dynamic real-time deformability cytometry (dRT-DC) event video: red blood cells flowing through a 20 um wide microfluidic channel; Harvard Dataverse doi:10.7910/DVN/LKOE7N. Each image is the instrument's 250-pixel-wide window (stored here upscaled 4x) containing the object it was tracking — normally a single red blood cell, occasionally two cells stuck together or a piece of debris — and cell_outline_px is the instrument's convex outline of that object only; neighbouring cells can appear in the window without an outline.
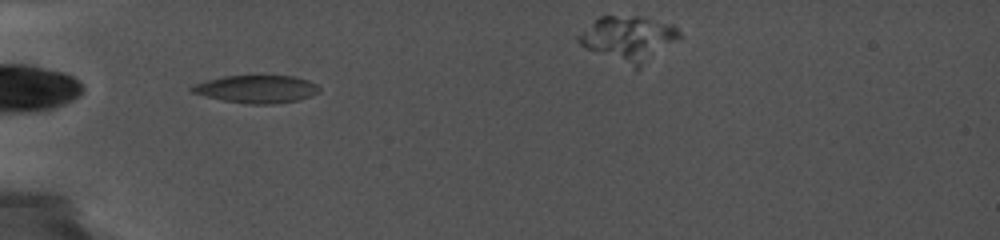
{"species": "common noctule bat (a hibernating species)", "species_latin": "Nyctalus noctula", "temperature_condition": "cold", "stored_images_in_passage": 27, "camera_frame_rate_fps": 5000, "um_per_image_px": 0.085, "animal": {"sex": "female", "body_mass_g": 19.0, "forearm_length_mm": 56.7}, "frame": {"image": 1, "passage_image": 1, "time_ms": 0.0, "image_size_px": [1000, 240], "cell_outline_px": [[320, 88], [316, 92], [308, 96], [296, 100], [272, 104], [252, 104], [224, 100], [192, 92], [188, 88], [192, 84], [224, 76], [252, 72], [292, 76], [308, 80], [316, 84]], "centroid_in_image_um": [21.77, 7.5], "position_along_channel_um": 63.2, "area_um2": 21.1}}
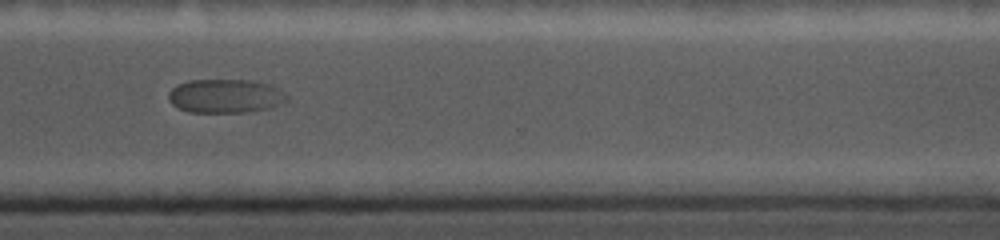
{"frame": {"image": 2, "passage_image": 20, "time_ms": 8.2, "image_size_px": [1000, 240], "cell_outline_px": [[288, 96], [284, 100], [268, 108], [244, 112], [188, 112], [172, 104], [168, 100], [168, 92], [176, 84], [188, 80], [256, 80], [268, 84], [284, 92]], "centroid_in_image_um": [19.08, 8.15], "position_along_channel_um": 351.5, "area_um2": 23.18}}